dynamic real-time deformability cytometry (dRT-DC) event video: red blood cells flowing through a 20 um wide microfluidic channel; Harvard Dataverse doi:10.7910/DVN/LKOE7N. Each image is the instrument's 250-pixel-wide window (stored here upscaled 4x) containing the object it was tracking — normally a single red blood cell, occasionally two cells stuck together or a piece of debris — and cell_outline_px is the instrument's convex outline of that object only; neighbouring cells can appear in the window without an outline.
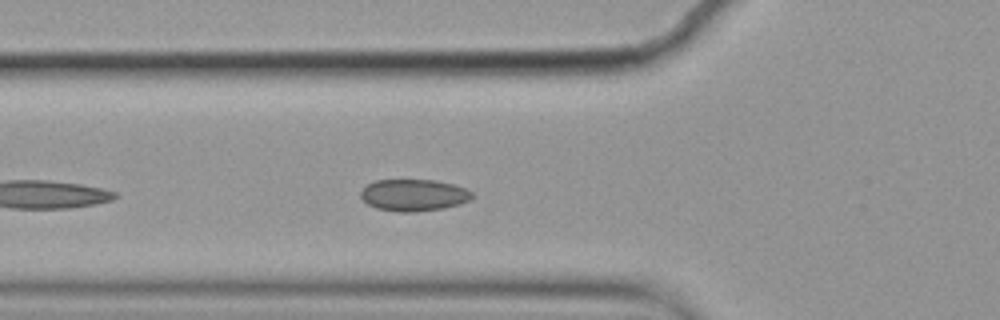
{"species": "common noctule bat (a hibernating species)", "species_latin": "Nyctalus noctula", "temperature_condition": "cold", "stored_images_in_passage": 25, "camera_frame_rate_fps": 3000, "um_per_image_px": 0.085, "animal": {"sex": "female", "body_mass_g": 19.9}, "frame": {"image": 1, "passage_image": 4, "time_ms": 1.0, "image_size_px": [1000, 320], "cell_outline_px": [[476, 196], [460, 204], [444, 208], [412, 212], [400, 212], [376, 208], [368, 204], [360, 196], [360, 192], [368, 184], [376, 180], [436, 180], [452, 184], [464, 188], [472, 192]], "centroid_in_image_um": [35.18, 16.58], "position_along_channel_um": 90.6, "area_um2": 20.58}}